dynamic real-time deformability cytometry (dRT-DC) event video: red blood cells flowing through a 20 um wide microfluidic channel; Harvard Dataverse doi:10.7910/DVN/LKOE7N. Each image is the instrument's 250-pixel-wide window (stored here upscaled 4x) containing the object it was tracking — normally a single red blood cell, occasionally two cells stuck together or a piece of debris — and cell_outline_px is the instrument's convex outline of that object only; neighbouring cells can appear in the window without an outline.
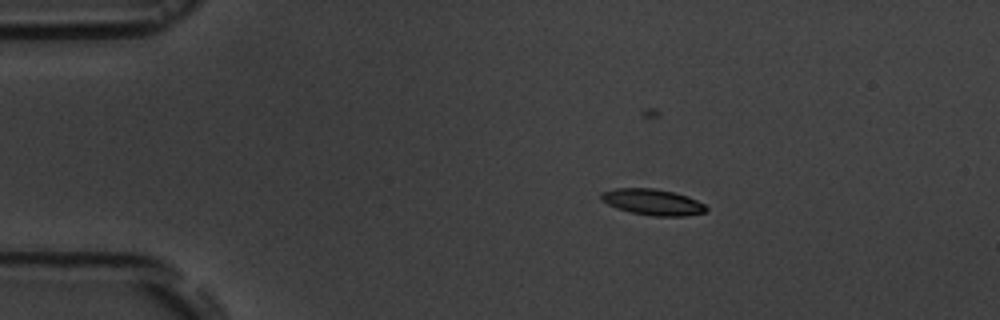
{"species": "common noctule bat (a hibernating species)", "species_latin": "Nyctalus noctula", "temperature_condition": "room temperature", "stored_images_in_passage": 4, "camera_frame_rate_fps": 3000, "um_per_image_px": 0.085, "animal": {"sex": "male", "body_mass_g": 19.5, "forearm_length_mm": 54.6}, "frame": {"image": 1, "passage_image": 2, "time_ms": 1.0, "image_size_px": [1000, 320], "cell_outline_px": [[708, 208], [704, 212], [684, 216], [652, 216], [632, 212], [616, 208], [608, 204], [600, 196], [600, 192], [612, 188], [656, 188], [688, 196], [704, 204]], "centroid_in_image_um": [55.46, 17.16], "position_along_channel_um": 29.5, "area_um2": 15.9}}
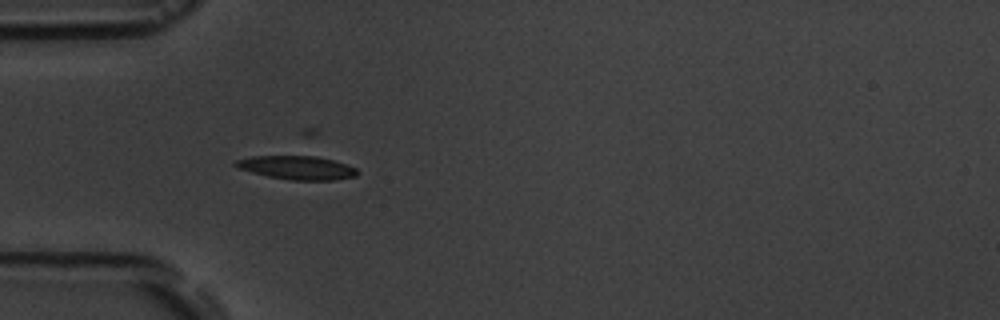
{"frame": {"image": 2, "passage_image": 4, "time_ms": 3.333, "image_size_px": [1000, 320], "cell_outline_px": [[356, 176], [336, 180], [292, 180], [268, 176], [236, 168], [232, 164], [236, 160], [252, 156], [304, 152], [308, 152], [356, 168]], "centroid_in_image_um": [25.19, 14.18], "position_along_channel_um": 59.8, "area_um2": 17.69}}